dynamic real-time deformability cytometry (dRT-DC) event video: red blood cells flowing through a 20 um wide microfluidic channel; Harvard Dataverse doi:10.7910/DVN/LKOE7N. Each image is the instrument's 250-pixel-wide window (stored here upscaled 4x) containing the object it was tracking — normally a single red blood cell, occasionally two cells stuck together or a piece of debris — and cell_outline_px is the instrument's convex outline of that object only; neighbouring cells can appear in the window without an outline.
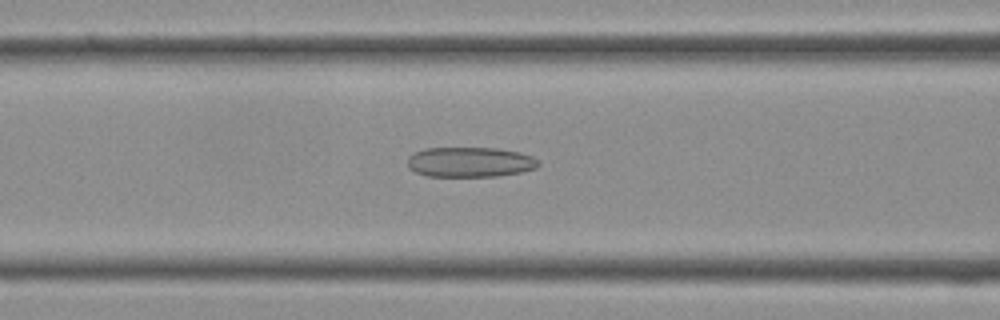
{"species": "Egyptian fruit bat (a non-hibernating species)", "species_latin": "Rousettus aegyptiacus", "temperature_condition": "cold", "stored_images_in_passage": 38, "camera_frame_rate_fps": 3000, "um_per_image_px": 0.085, "frame": {"image": 1, "passage_image": 15, "time_ms": 4.667, "image_size_px": [1000, 320], "cell_outline_px": [[540, 164], [536, 168], [520, 172], [496, 176], [428, 176], [416, 172], [408, 168], [408, 156], [412, 152], [424, 148], [496, 148], [520, 152], [532, 156], [540, 160]], "centroid_in_image_um": [39.94, 13.77], "position_along_channel_um": 126.7, "area_um2": 23.06}}
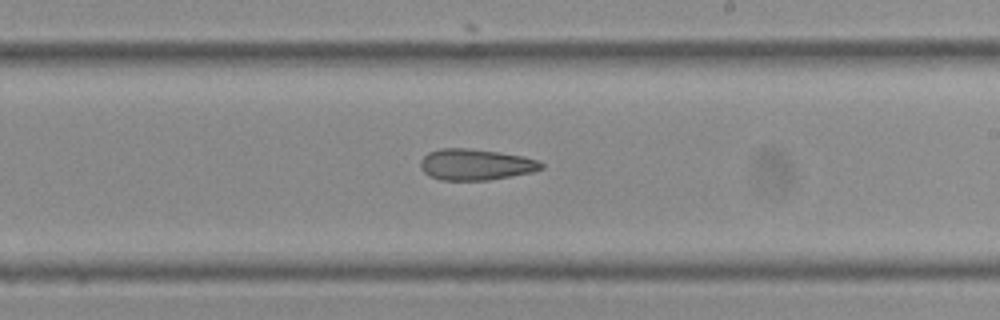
{"frame": {"image": 2, "passage_image": 22, "time_ms": 7.0, "image_size_px": [1000, 320], "cell_outline_px": [[544, 168], [532, 172], [512, 176], [488, 180], [440, 180], [428, 176], [420, 168], [420, 160], [428, 152], [440, 148], [468, 148], [500, 152], [524, 156], [540, 160], [544, 164]], "centroid_in_image_um": [40.44, 13.98], "position_along_channel_um": 248.6, "area_um2": 22.25}}
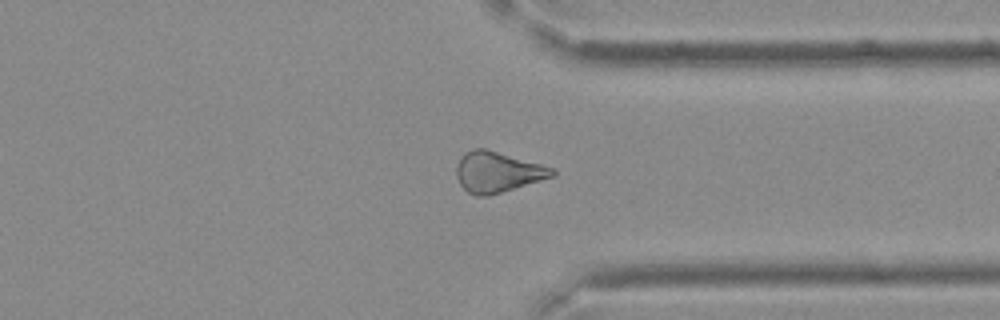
{"frame": {"image": 3, "passage_image": 29, "time_ms": 9.333, "image_size_px": [1000, 320], "cell_outline_px": [[556, 176], [488, 196], [476, 196], [468, 192], [460, 184], [456, 176], [456, 164], [464, 152], [476, 148], [484, 148], [556, 168]], "centroid_in_image_um": [42.3, 14.62], "position_along_channel_um": 369.1, "area_um2": 22.77}}